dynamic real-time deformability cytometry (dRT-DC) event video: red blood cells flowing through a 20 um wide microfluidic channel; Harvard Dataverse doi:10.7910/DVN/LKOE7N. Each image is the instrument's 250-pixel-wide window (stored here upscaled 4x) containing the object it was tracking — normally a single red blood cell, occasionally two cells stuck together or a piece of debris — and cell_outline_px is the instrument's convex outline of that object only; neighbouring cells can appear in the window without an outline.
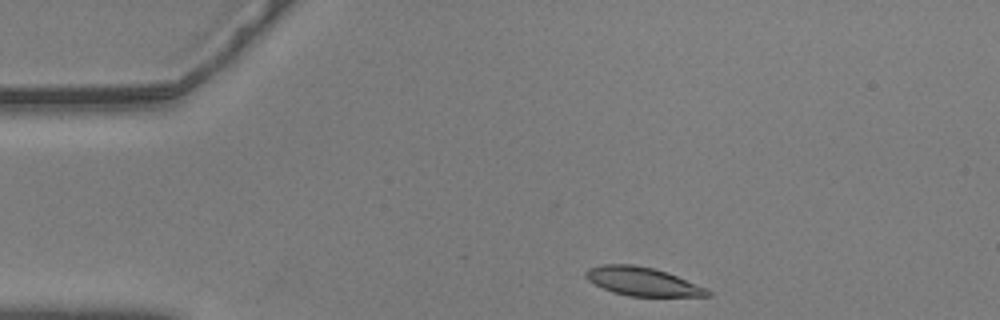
{"species": "common noctule bat (a hibernating species)", "species_latin": "Nyctalus noctula", "temperature_condition": "warm", "stored_images_in_passage": 47, "camera_frame_rate_fps": 3000, "um_per_image_px": 0.085, "animal": {"sex": "male", "body_mass_g": 20.5, "forearm_length_mm": 52.5}, "frame": {"image": 1, "passage_image": 1, "time_ms": 0.0, "image_size_px": [1000, 320], "cell_outline_px": [[712, 292], [708, 296], [628, 296], [612, 292], [588, 280], [584, 276], [584, 272], [588, 268], [604, 264], [632, 264], [656, 268], [668, 272], [708, 288]], "centroid_in_image_um": [54.63, 23.92], "position_along_channel_um": 30.4, "area_um2": 20.4}}
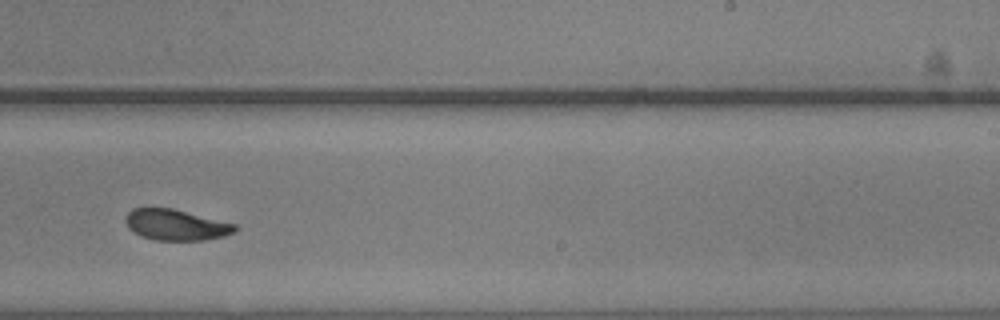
{"frame": {"image": 2, "passage_image": 26, "time_ms": 8.333, "image_size_px": [1000, 320], "cell_outline_px": [[236, 232], [224, 236], [204, 240], [156, 240], [140, 236], [132, 232], [128, 228], [124, 220], [128, 212], [132, 208], [172, 208], [236, 224]], "centroid_in_image_um": [14.93, 19.11], "position_along_channel_um": 274.1, "area_um2": 19.77}}
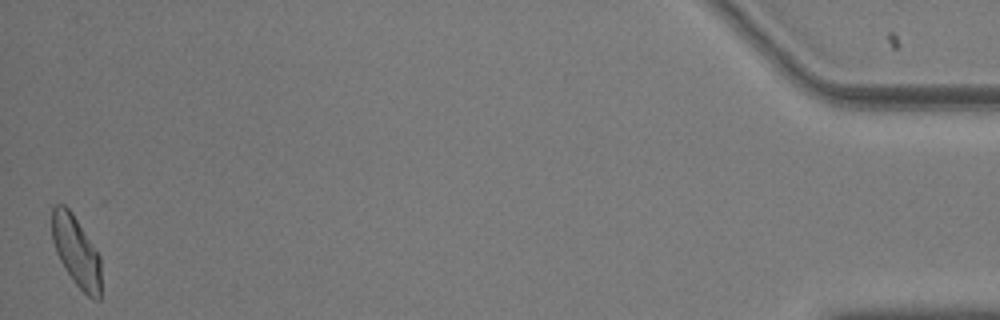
{"frame": {"image": 3, "passage_image": 47, "time_ms": 15.333, "image_size_px": [1000, 320], "cell_outline_px": [[100, 300], [92, 300], [72, 280], [64, 268], [56, 252], [52, 240], [52, 208], [56, 204], [64, 204], [72, 212], [100, 256]], "centroid_in_image_um": [6.47, 21.37], "position_along_channel_um": 428.7, "area_um2": 20.11}, "authors_computed_cell_mechanics": {"area_um2": 20.5768, "velocity_mm_per_s": 3.5493, "shape_relaxation_time_tau1_ms": 3.8371, "shape_relaxation_time_tau2_ms": 2.9626, "deformation_change_tau1": 0.1233, "deformation_change_tau2": 0.075}}